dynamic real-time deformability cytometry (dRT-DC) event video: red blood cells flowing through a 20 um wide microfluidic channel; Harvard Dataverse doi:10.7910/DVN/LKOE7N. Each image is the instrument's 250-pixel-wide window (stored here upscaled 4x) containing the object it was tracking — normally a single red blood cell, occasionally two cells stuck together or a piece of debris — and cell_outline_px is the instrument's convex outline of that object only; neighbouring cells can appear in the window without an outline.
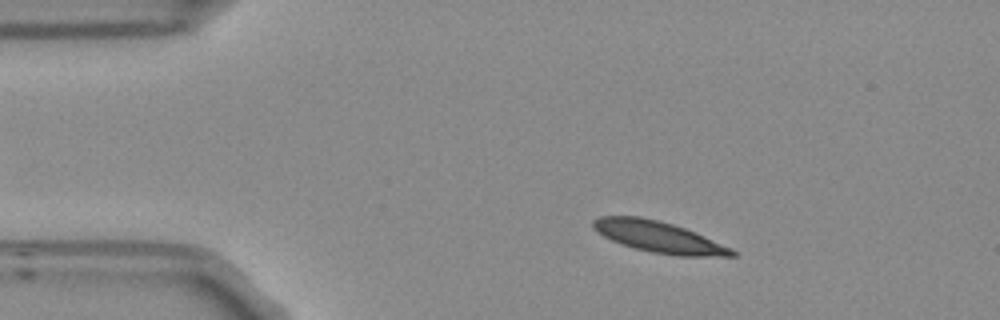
{"species": "Egyptian fruit bat (a non-hibernating species)", "species_latin": "Rousettus aegyptiacus", "temperature_condition": "room temperature", "stored_images_in_passage": 9, "camera_frame_rate_fps": 3000, "um_per_image_px": 0.085, "frame": {"image": 1, "passage_image": 1, "time_ms": 0.0, "image_size_px": [1000, 320], "cell_outline_px": [[740, 252], [736, 256], [676, 256], [652, 252], [620, 244], [604, 236], [592, 228], [592, 220], [600, 216], [640, 216], [672, 224], [696, 232], [732, 248]], "centroid_in_image_um": [56.02, 20.14], "position_along_channel_um": 29.0, "area_um2": 25.26}}
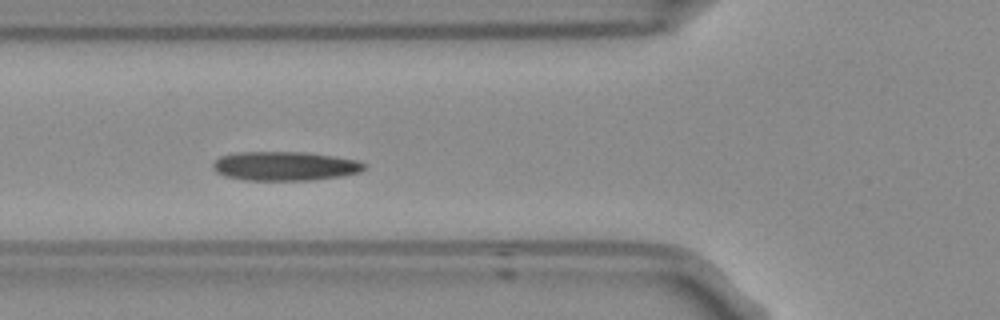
{"frame": {"image": 2, "passage_image": 4, "time_ms": 1.0, "image_size_px": [1000, 320], "cell_outline_px": [[368, 168], [360, 172], [340, 176], [312, 180], [244, 180], [224, 176], [216, 172], [212, 168], [212, 164], [220, 156], [236, 152], [304, 152], [332, 156], [356, 160], [368, 164]], "centroid_in_image_um": [24.21, 14.12], "position_along_channel_um": 101.6, "area_um2": 25.78}}
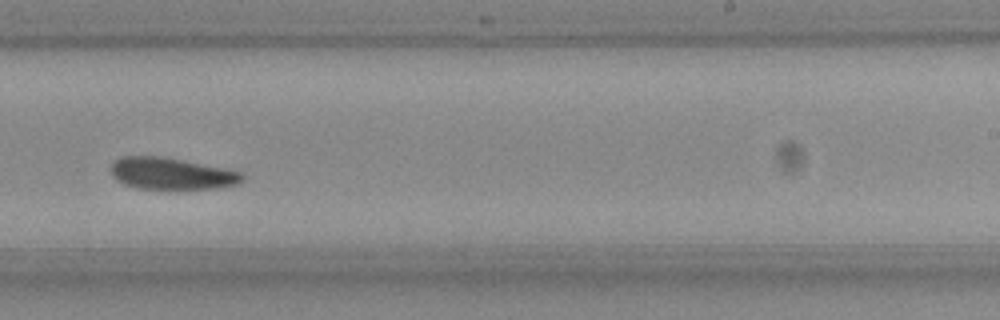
{"frame": {"image": 3, "passage_image": 8, "time_ms": 2.333, "image_size_px": [1000, 320], "cell_outline_px": [[244, 180], [240, 184], [216, 188], [176, 192], [168, 192], [136, 188], [124, 184], [116, 180], [112, 176], [112, 164], [116, 160], [124, 156], [156, 156], [180, 160], [240, 172], [244, 176]], "centroid_in_image_um": [14.57, 14.83], "position_along_channel_um": 274.4, "area_um2": 24.97}}